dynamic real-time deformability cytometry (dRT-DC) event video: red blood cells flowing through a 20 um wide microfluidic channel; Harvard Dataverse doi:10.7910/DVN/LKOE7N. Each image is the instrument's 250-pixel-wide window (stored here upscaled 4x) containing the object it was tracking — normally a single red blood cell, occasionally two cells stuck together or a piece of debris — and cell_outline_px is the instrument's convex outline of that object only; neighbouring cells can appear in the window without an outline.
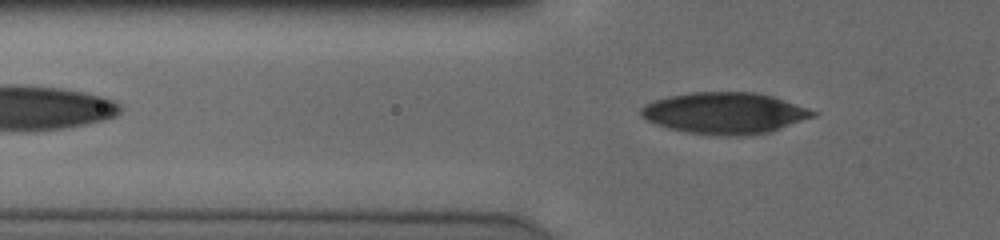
{"species": "human", "species_latin": "Homo sapiens", "temperature_condition": "cold", "stored_images_in_passage": 38, "camera_frame_rate_fps": 3000, "um_per_image_px": 0.085, "donor": {"sex": "male"}, "frame": {"image": 1, "passage_image": 6, "time_ms": 1.667, "image_size_px": [1000, 240], "cell_outline_px": [[816, 116], [768, 132], [736, 136], [688, 132], [668, 128], [656, 124], [640, 116], [640, 108], [656, 100], [668, 96], [692, 92], [752, 92], [772, 96], [784, 100], [816, 112]], "centroid_in_image_um": [61.57, 9.6], "position_along_channel_um": 64.2, "area_um2": 40.75}}
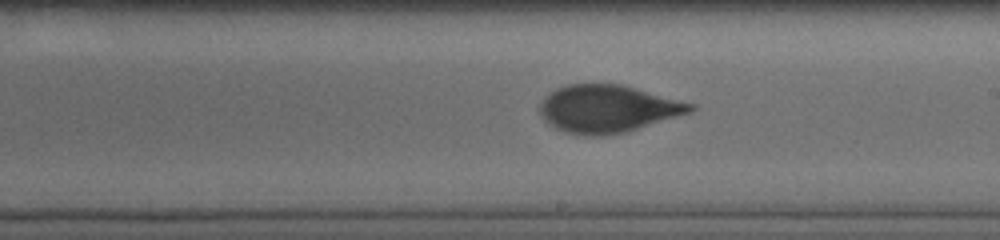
{"frame": {"image": 2, "passage_image": 20, "time_ms": 6.333, "image_size_px": [1000, 240], "cell_outline_px": [[696, 108], [692, 112], [624, 132], [604, 136], [584, 136], [564, 132], [556, 128], [544, 120], [540, 112], [540, 104], [556, 88], [568, 84], [620, 84], [696, 104]], "centroid_in_image_um": [51.67, 9.25], "position_along_channel_um": 237.3, "area_um2": 41.38}}
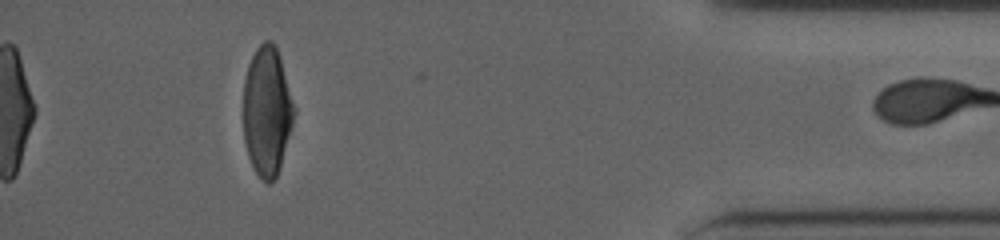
{"frame": {"image": 3, "passage_image": 37, "time_ms": 12.0, "image_size_px": [1000, 240], "cell_outline_px": [[296, 112], [280, 168], [276, 176], [268, 184], [256, 172], [248, 156], [244, 144], [244, 80], [248, 64], [256, 48], [264, 40], [272, 40], [276, 48], [296, 108]], "centroid_in_image_um": [22.7, 9.44], "position_along_channel_um": 412.5, "area_um2": 38.09}}